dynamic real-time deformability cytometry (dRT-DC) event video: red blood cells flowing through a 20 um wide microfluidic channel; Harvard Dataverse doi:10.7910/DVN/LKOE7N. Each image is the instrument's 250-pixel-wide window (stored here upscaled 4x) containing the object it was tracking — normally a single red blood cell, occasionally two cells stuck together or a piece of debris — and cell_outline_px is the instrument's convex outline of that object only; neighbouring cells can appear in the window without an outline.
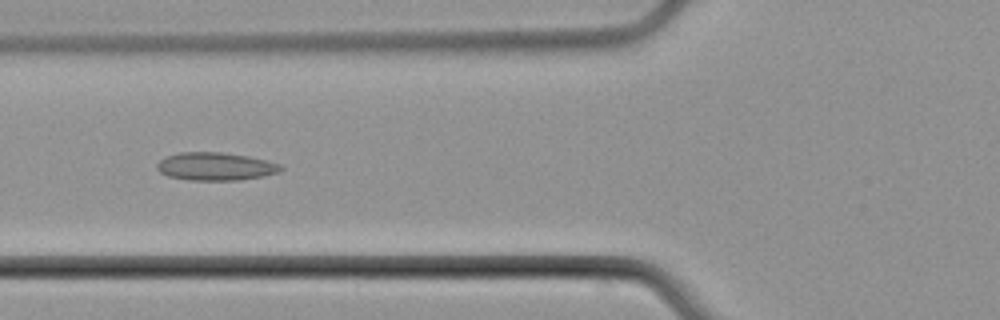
{"species": "common noctule bat (a hibernating species)", "species_latin": "Nyctalus noctula", "temperature_condition": "cold", "stored_images_in_passage": 6, "camera_frame_rate_fps": 3000, "um_per_image_px": 0.085, "animal": {"sex": "male", "body_mass_g": 21.5, "forearm_length_mm": 52.0}, "frame": {"image": 1, "passage_image": 5, "time_ms": 5.0, "image_size_px": [1000, 320], "cell_outline_px": [[284, 168], [280, 172], [264, 176], [240, 180], [188, 180], [168, 176], [160, 172], [156, 168], [156, 164], [160, 160], [168, 156], [180, 152], [220, 152], [248, 156], [280, 164]], "centroid_in_image_um": [18.32, 14.15], "position_along_channel_um": 107.5, "area_um2": 20.17}}
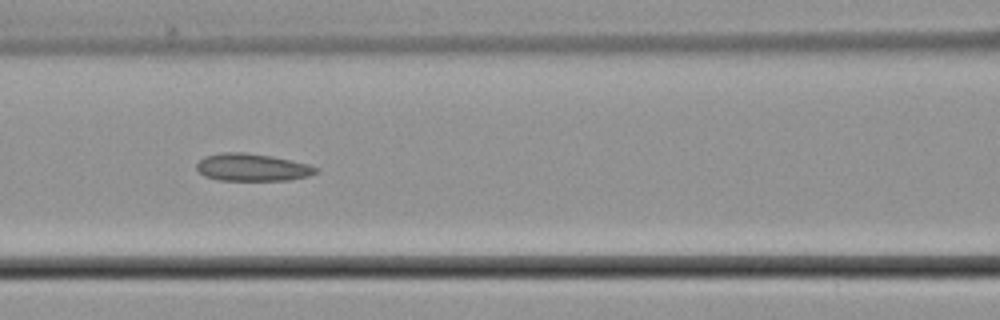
{"frame": {"image": 2, "passage_image": 6, "time_ms": 6.0, "image_size_px": [1000, 320], "cell_outline_px": [[320, 172], [308, 176], [288, 180], [216, 180], [204, 176], [196, 168], [196, 164], [204, 156], [220, 152], [244, 152], [272, 156], [308, 164], [320, 168]], "centroid_in_image_um": [21.44, 14.22], "position_along_channel_um": 145.2, "area_um2": 19.25}}